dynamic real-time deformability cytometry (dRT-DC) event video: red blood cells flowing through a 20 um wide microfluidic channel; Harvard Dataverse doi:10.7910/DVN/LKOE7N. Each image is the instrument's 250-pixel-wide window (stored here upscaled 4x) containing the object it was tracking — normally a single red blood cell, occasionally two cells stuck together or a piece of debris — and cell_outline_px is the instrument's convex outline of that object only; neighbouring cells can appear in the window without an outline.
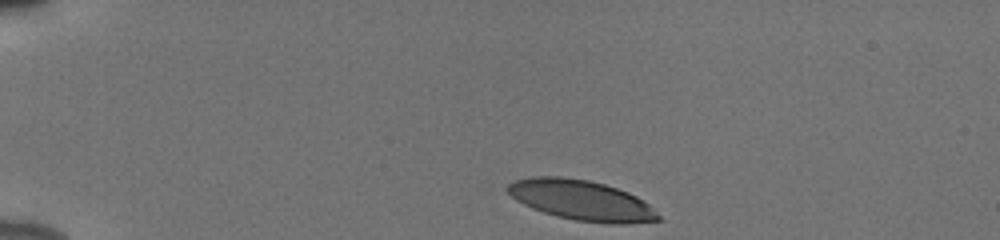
{"species": "human", "species_latin": "Homo sapiens", "temperature_condition": "cold", "stored_images_in_passage": 38, "camera_frame_rate_fps": 3000, "um_per_image_px": 0.085, "donor": {"sex": "male"}, "frame": {"image": 1, "passage_image": 1, "time_ms": 0.0, "image_size_px": [1000, 240], "cell_outline_px": [[664, 220], [628, 224], [612, 224], [576, 220], [556, 216], [532, 208], [516, 200], [504, 188], [508, 184], [516, 180], [532, 176], [560, 176], [588, 180], [604, 184], [628, 192], [636, 196], [648, 204]], "centroid_in_image_um": [49.43, 17.02], "position_along_channel_um": 35.6, "area_um2": 35.26}}
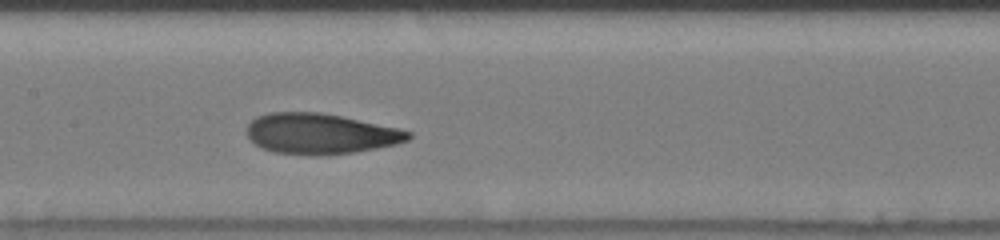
{"frame": {"image": 2, "passage_image": 18, "time_ms": 5.667, "image_size_px": [1000, 240], "cell_outline_px": [[412, 136], [408, 140], [396, 144], [356, 152], [328, 156], [316, 156], [276, 152], [264, 148], [256, 144], [248, 136], [248, 124], [256, 116], [268, 112], [320, 112], [400, 128], [412, 132]], "centroid_in_image_um": [27.27, 11.37], "position_along_channel_um": 180.1, "area_um2": 38.26}}
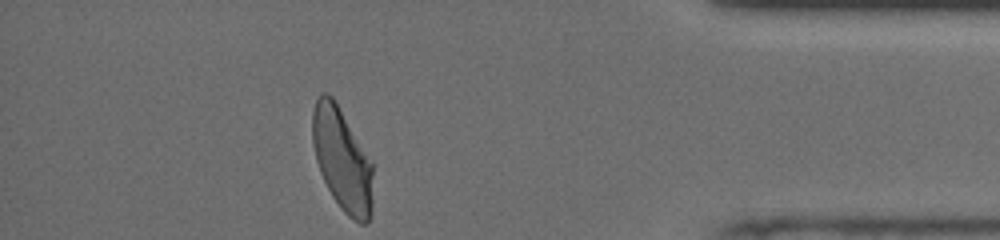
{"frame": {"image": 3, "passage_image": 38, "time_ms": 12.333, "image_size_px": [1000, 240], "cell_outline_px": [[372, 208], [368, 224], [360, 224], [352, 220], [340, 208], [332, 196], [320, 172], [316, 160], [312, 144], [312, 112], [316, 100], [320, 92], [328, 92], [332, 96], [372, 160]], "centroid_in_image_um": [29.08, 13.57], "position_along_channel_um": 406.1, "area_um2": 36.53}, "authors_computed_cell_mechanics": {"area_um2": 37.7434, "velocity_mm_per_s": 3.8488, "shape_relaxation_time_tau1_ms": 4.6482, "shape_relaxation_time_tau2_ms": 1.3817, "deformation_change_tau1": 0.1859, "deformation_change_tau2": 0.0788}}